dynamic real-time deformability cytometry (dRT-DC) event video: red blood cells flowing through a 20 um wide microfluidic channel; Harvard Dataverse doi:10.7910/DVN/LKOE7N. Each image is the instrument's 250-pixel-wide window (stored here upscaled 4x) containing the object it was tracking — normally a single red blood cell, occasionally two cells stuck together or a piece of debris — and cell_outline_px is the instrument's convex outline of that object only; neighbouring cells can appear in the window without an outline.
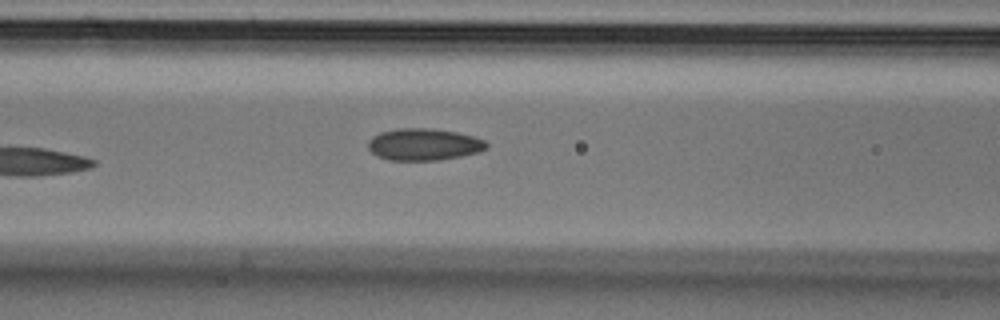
{"species": "Egyptian fruit bat (a non-hibernating species)", "species_latin": "Rousettus aegyptiacus", "temperature_condition": "cold", "stored_images_in_passage": 3, "camera_frame_rate_fps": 3000, "um_per_image_px": 0.085, "animal": {"sex": "male"}, "frame": {"image": 1, "passage_image": 3, "time_ms": 0.667, "image_size_px": [1000, 320], "cell_outline_px": [[488, 148], [480, 152], [440, 160], [388, 160], [376, 156], [368, 148], [368, 140], [372, 136], [380, 132], [396, 128], [428, 128], [456, 132], [472, 136], [484, 140], [488, 144]], "centroid_in_image_um": [36.0, 12.28], "position_along_channel_um": 130.6, "area_um2": 22.14}}